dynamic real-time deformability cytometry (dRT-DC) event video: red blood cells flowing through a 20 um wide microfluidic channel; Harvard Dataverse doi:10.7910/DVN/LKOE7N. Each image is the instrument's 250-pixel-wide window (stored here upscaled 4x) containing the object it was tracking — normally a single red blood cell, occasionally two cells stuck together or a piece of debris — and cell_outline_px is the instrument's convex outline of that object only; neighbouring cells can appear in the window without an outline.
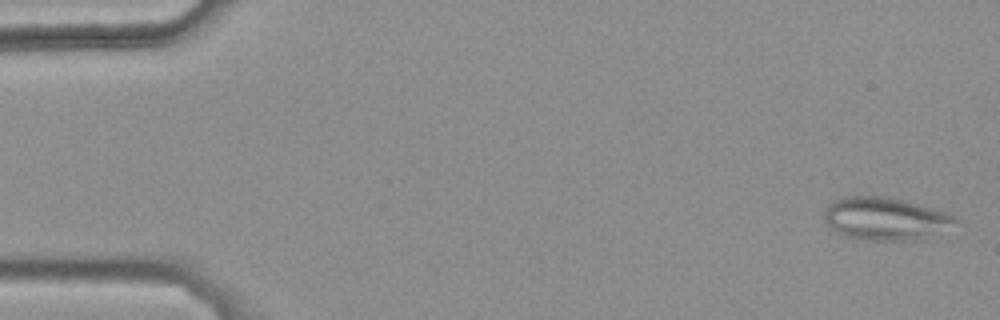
{"species": "common noctule bat (a hibernating species)", "species_latin": "Nyctalus noctula", "temperature_condition": "warm", "stored_images_in_passage": 47, "camera_frame_rate_fps": 3000, "um_per_image_px": 0.085, "animal": {"sex": "female", "body_mass_g": 25.1}, "frame": {"image": 1, "passage_image": 2, "time_ms": 0.333, "image_size_px": [1000, 320], "cell_outline_px": [[956, 220], [908, 240], [868, 240], [848, 236], [836, 232], [828, 228], [824, 220], [824, 212], [828, 204], [832, 200], [848, 196], [884, 196], [904, 200], [948, 212]], "centroid_in_image_um": [75.02, 18.53], "position_along_channel_um": 10.0, "area_um2": 31.27}}
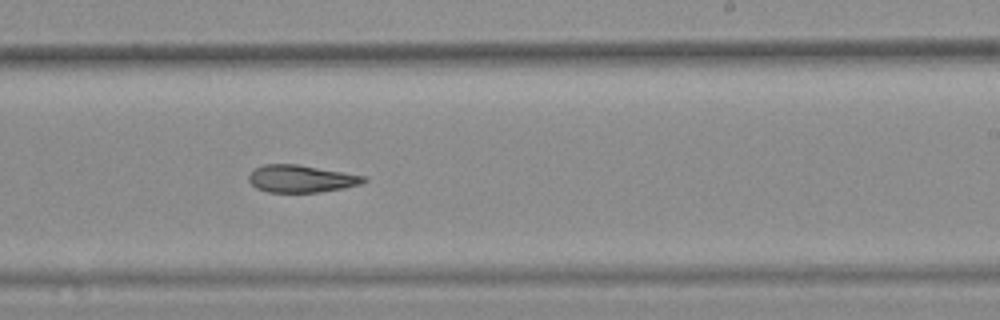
{"frame": {"image": 2, "passage_image": 33, "time_ms": 10.667, "image_size_px": [1000, 320], "cell_outline_px": [[368, 180], [360, 184], [344, 188], [316, 192], [268, 192], [256, 188], [248, 180], [248, 176], [256, 168], [264, 164], [296, 164], [368, 176]], "centroid_in_image_um": [25.62, 15.19], "position_along_channel_um": 263.4, "area_um2": 18.26}}
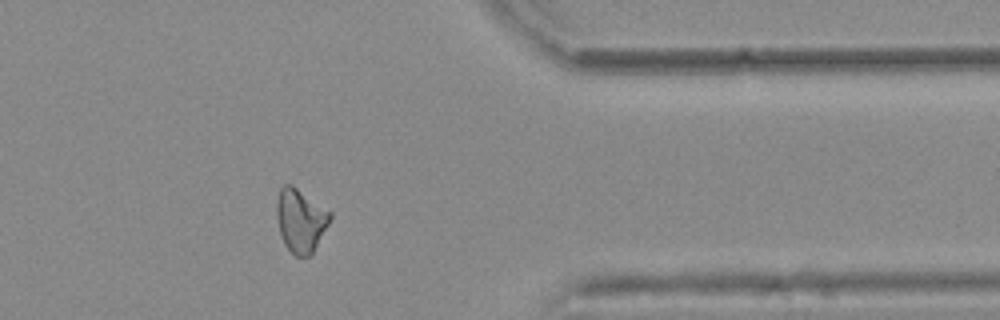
{"frame": {"image": 3, "passage_image": 44, "time_ms": 14.333, "image_size_px": [1000, 320], "cell_outline_px": [[332, 216], [328, 224], [312, 252], [308, 256], [296, 256], [284, 244], [280, 232], [276, 216], [276, 204], [280, 188], [284, 184], [292, 184], [332, 212]], "centroid_in_image_um": [25.54, 18.69], "position_along_channel_um": 385.9, "area_um2": 19.54}, "authors_computed_cell_mechanics": {"area_um2": 19.7676, "velocity_mm_per_s": 3.7509, "shape_relaxation_time_tau1_ms": null, "shape_relaxation_time_tau2_ms": 5.8368, "deformation_change_tau1": null, "deformation_change_tau2": 0.1544}}